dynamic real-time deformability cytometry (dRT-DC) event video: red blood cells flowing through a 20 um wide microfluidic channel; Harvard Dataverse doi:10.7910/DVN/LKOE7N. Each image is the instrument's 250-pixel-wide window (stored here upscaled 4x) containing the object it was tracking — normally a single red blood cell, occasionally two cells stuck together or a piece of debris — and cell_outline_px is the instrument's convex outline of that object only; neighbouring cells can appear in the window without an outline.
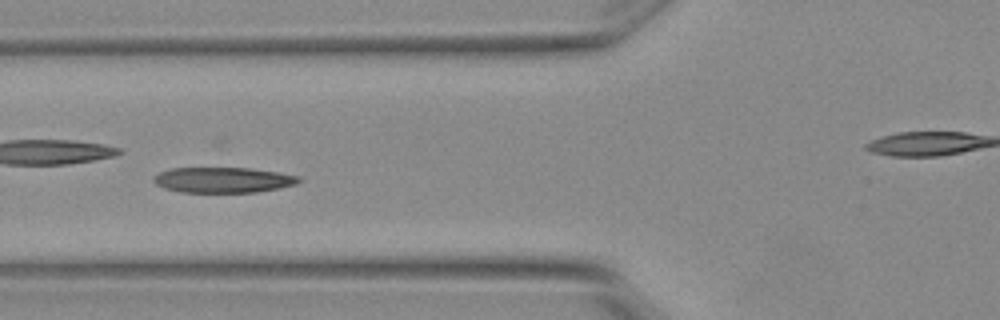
{"species": "Egyptian fruit bat (a non-hibernating species)", "species_latin": "Rousettus aegyptiacus", "temperature_condition": "warm", "stored_images_in_passage": 10, "camera_frame_rate_fps": 3000, "um_per_image_px": 0.085, "animal": {"sex": "female"}, "frame": {"image": 1, "passage_image": 6, "time_ms": 1.667, "image_size_px": [1000, 320], "cell_outline_px": [[300, 180], [296, 184], [280, 188], [256, 192], [180, 192], [164, 188], [156, 184], [152, 180], [152, 176], [160, 172], [172, 168], [248, 168], [276, 172], [300, 176]], "centroid_in_image_um": [18.93, 15.3], "position_along_channel_um": 106.9, "area_um2": 21.5}}
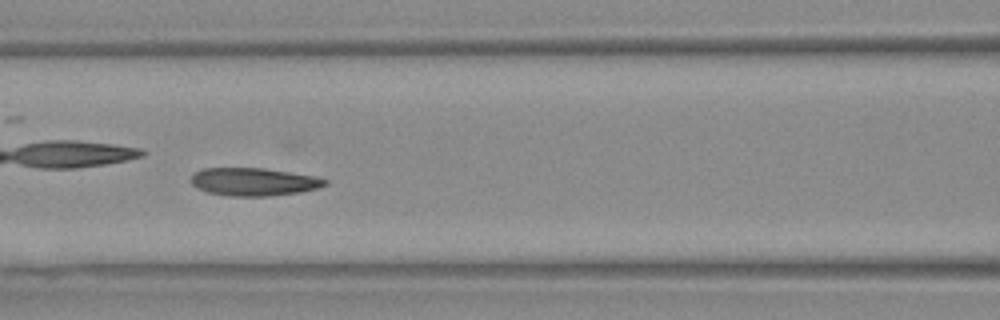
{"frame": {"image": 2, "passage_image": 7, "time_ms": 2.0, "image_size_px": [1000, 320], "cell_outline_px": [[328, 184], [320, 188], [300, 192], [272, 196], [228, 196], [208, 192], [196, 188], [188, 180], [196, 172], [204, 168], [264, 168], [312, 176], [328, 180]], "centroid_in_image_um": [21.55, 15.46], "position_along_channel_um": 145.0, "area_um2": 21.85}}